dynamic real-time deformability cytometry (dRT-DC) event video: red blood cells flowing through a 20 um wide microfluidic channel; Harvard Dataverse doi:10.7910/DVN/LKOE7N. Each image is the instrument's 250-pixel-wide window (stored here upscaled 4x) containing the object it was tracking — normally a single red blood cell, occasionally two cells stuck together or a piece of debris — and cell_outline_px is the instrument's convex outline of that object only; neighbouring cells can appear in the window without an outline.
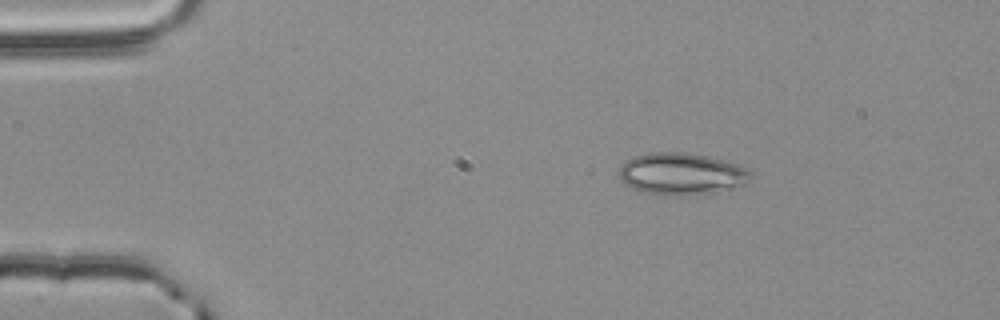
{"species": "common noctule bat (a hibernating species)", "species_latin": "Nyctalus noctula", "temperature_condition": "room temperature", "stored_images_in_passage": 47, "camera_frame_rate_fps": 3000, "um_per_image_px": 0.085, "animal": {"sex": "male", "body_mass_g": 20.4}, "frame": {"image": 1, "passage_image": 1, "time_ms": 0.0, "image_size_px": [1000, 320], "cell_outline_px": [[752, 176], [748, 184], [704, 192], [680, 196], [644, 192], [632, 188], [624, 184], [620, 180], [620, 168], [632, 156], [648, 152], [684, 152], [708, 156], [724, 160], [748, 168], [752, 172]], "centroid_in_image_um": [57.92, 14.75], "position_along_channel_um": 27.1, "area_um2": 31.85}}
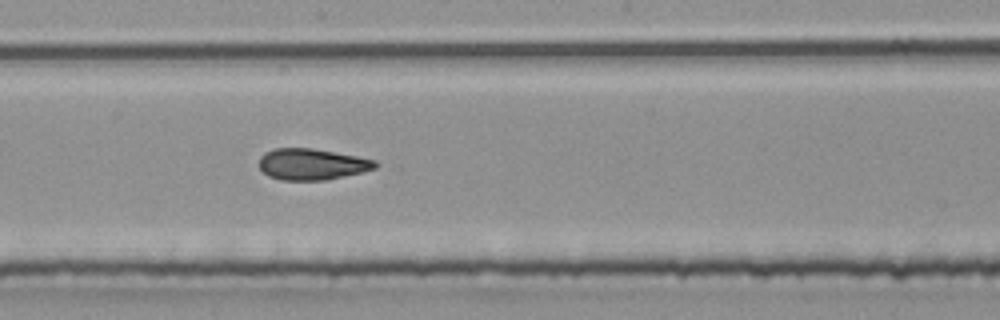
{"frame": {"image": 2, "passage_image": 22, "time_ms": 7.0, "image_size_px": [1000, 320], "cell_outline_px": [[380, 164], [376, 168], [364, 172], [328, 180], [280, 180], [268, 176], [260, 168], [260, 156], [264, 152], [272, 148], [312, 148], [356, 156], [376, 160]], "centroid_in_image_um": [26.53, 13.96], "position_along_channel_um": 221.7, "area_um2": 21.39}}
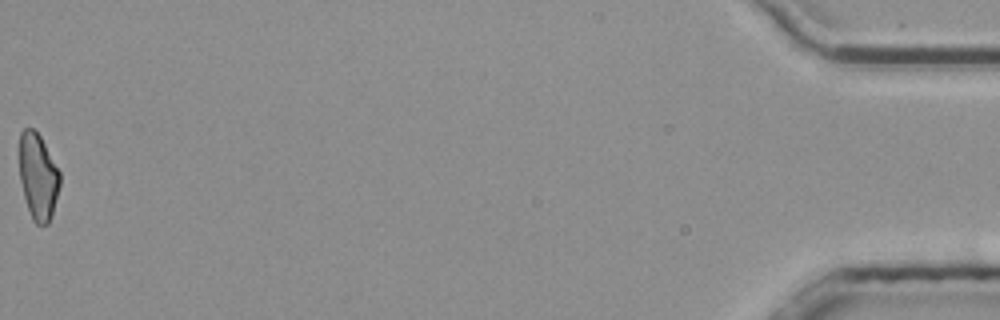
{"frame": {"image": 3, "passage_image": 47, "time_ms": 15.333, "image_size_px": [1000, 320], "cell_outline_px": [[60, 184], [52, 216], [48, 224], [36, 224], [32, 220], [24, 196], [20, 180], [20, 132], [24, 128], [32, 128], [40, 136], [60, 172]], "centroid_in_image_um": [3.24, 15.02], "position_along_channel_um": 432.0, "area_um2": 20.17}, "authors_computed_cell_mechanics": {"area_um2": 21.3282, "velocity_mm_per_s": 3.8002, "shape_relaxation_time_tau1_ms": null, "shape_relaxation_time_tau2_ms": 2.5575, "deformation_change_tau1": null, "deformation_change_tau2": 0.0996}}